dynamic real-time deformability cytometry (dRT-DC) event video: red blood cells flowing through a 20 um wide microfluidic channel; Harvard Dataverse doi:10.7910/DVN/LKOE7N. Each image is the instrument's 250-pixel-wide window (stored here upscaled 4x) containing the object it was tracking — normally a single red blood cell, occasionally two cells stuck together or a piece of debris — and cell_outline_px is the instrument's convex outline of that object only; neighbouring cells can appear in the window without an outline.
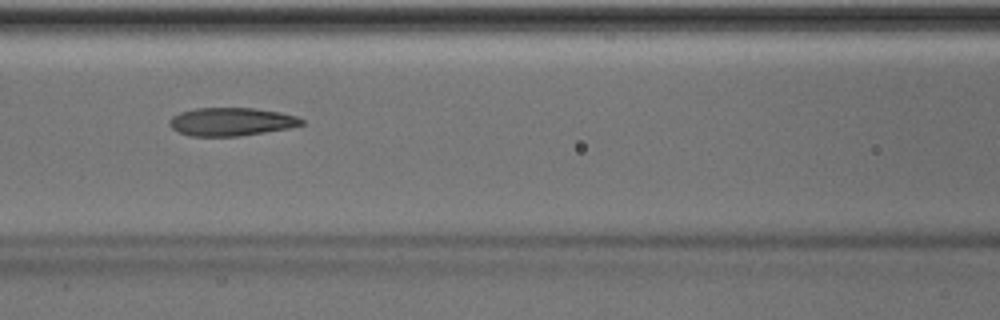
{"species": "Egyptian fruit bat (a non-hibernating species)", "species_latin": "Rousettus aegyptiacus", "temperature_condition": "room temperature", "stored_images_in_passage": 50, "camera_frame_rate_fps": 3000, "um_per_image_px": 0.085, "animal": {"sex": "male"}, "frame": {"image": 1, "passage_image": 22, "time_ms": 7.0, "image_size_px": [1000, 320], "cell_outline_px": [[304, 124], [288, 128], [240, 136], [192, 136], [180, 132], [172, 128], [168, 124], [168, 120], [172, 116], [180, 112], [196, 108], [256, 108], [280, 112], [296, 116], [304, 120]], "centroid_in_image_um": [19.65, 10.34], "position_along_channel_um": 147.0, "area_um2": 21.68}, "authors_computed_cell_mechanics": {"area_um2": 22.3108, "velocity_mm_per_s": 4.0342, "shape_relaxation_time_tau1_ms": 10.1518, "shape_relaxation_time_tau2_ms": 2.8074, "deformation_change_tau1": 0.2571, "deformation_change_tau2": 0.1184}}